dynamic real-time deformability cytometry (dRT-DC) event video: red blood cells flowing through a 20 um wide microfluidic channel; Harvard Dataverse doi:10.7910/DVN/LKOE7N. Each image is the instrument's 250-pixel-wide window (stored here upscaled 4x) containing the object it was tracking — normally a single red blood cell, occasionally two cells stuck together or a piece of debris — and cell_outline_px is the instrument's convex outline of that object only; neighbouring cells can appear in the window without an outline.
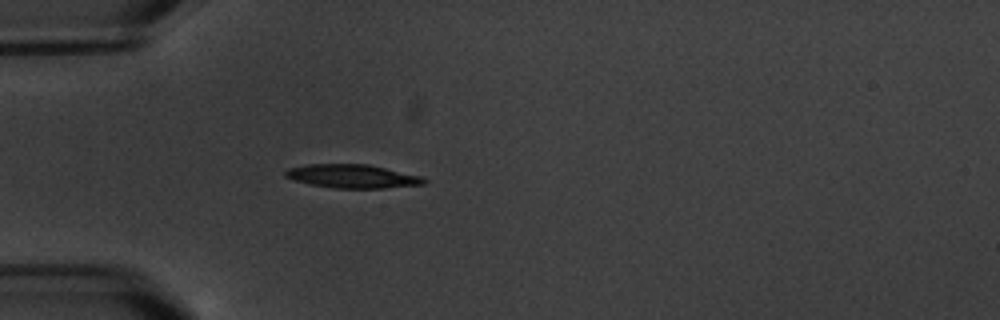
{"species": "common noctule bat (a hibernating species)", "species_latin": "Nyctalus noctula", "temperature_condition": "warm", "stored_images_in_passage": 4, "camera_frame_rate_fps": 3000, "um_per_image_px": 0.085, "animal": {"sex": "male", "body_mass_g": 20.1, "forearm_length_mm": 53.5}, "frame": {"image": 1, "passage_image": 4, "time_ms": 3.667, "image_size_px": [1000, 320], "cell_outline_px": [[428, 180], [424, 184], [384, 188], [336, 188], [308, 184], [284, 176], [284, 172], [288, 168], [308, 164], [368, 164], [420, 176]], "centroid_in_image_um": [29.93, 14.98], "position_along_channel_um": 55.1, "area_um2": 18.9}}